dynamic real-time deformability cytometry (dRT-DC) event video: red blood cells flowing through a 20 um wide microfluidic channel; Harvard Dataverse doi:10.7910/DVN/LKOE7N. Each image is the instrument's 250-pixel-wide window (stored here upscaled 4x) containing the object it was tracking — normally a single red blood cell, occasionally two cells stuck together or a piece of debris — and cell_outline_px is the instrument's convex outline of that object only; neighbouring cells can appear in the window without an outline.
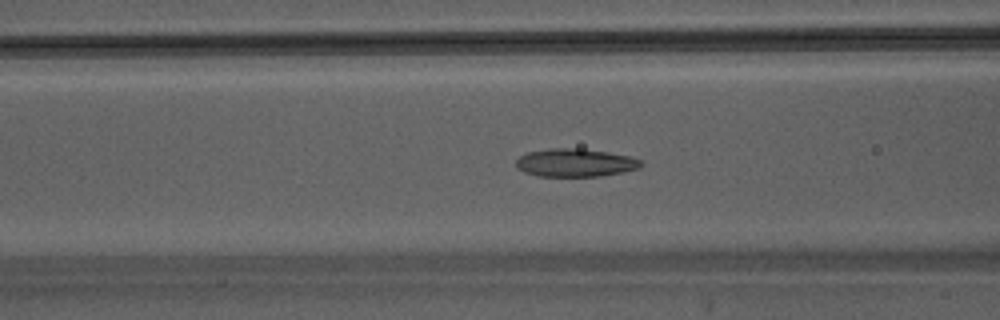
{"species": "Egyptian fruit bat (a non-hibernating species)", "species_latin": "Rousettus aegyptiacus", "temperature_condition": "warm", "stored_images_in_passage": 45, "camera_frame_rate_fps": 3000, "um_per_image_px": 0.085, "animal": {"sex": "male"}, "frame": {"image": 1, "passage_image": 18, "time_ms": 5.667, "image_size_px": [1000, 320], "cell_outline_px": [[644, 164], [640, 168], [624, 172], [600, 176], [536, 176], [524, 172], [516, 168], [516, 160], [520, 156], [528, 152], [552, 148], [580, 148], [608, 152], [628, 156], [640, 160]], "centroid_in_image_um": [48.89, 13.83], "position_along_channel_um": 117.7, "area_um2": 20.52}}
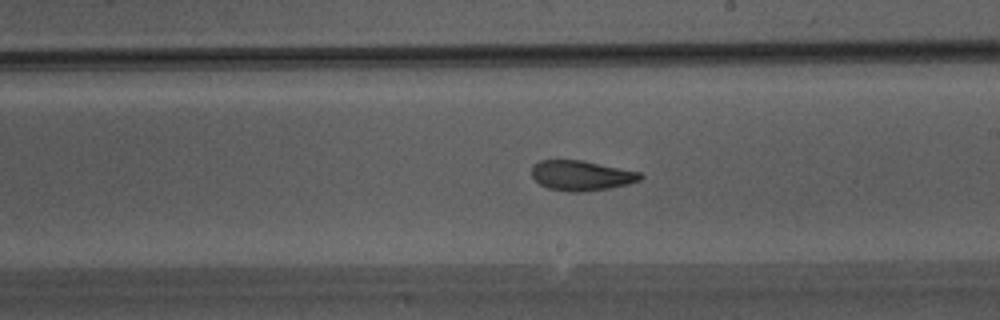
{"frame": {"image": 2, "passage_image": 26, "time_ms": 8.333, "image_size_px": [1000, 320], "cell_outline_px": [[644, 176], [640, 180], [628, 184], [608, 188], [584, 192], [572, 192], [548, 188], [540, 184], [532, 176], [532, 164], [540, 160], [580, 160], [640, 172]], "centroid_in_image_um": [49.4, 14.92], "position_along_channel_um": 239.6, "area_um2": 18.9}}
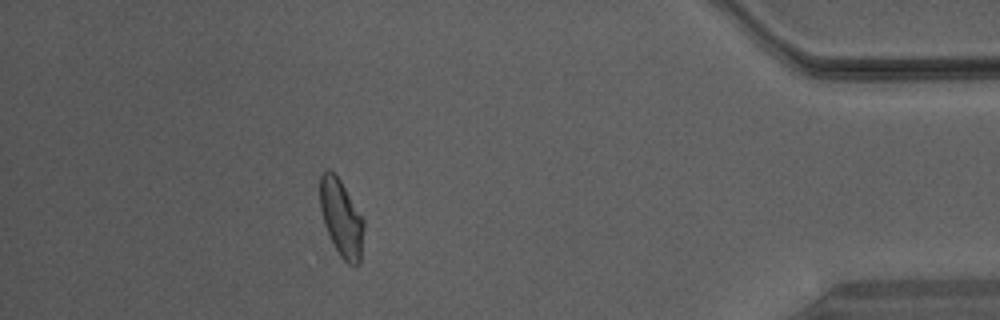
{"frame": {"image": 3, "passage_image": 40, "time_ms": 13.0, "image_size_px": [1000, 320], "cell_outline_px": [[364, 228], [360, 260], [356, 264], [348, 264], [340, 256], [324, 224], [320, 208], [320, 176], [328, 168], [340, 180], [364, 220]], "centroid_in_image_um": [29.01, 18.53], "position_along_channel_um": 406.2, "area_um2": 19.19}}